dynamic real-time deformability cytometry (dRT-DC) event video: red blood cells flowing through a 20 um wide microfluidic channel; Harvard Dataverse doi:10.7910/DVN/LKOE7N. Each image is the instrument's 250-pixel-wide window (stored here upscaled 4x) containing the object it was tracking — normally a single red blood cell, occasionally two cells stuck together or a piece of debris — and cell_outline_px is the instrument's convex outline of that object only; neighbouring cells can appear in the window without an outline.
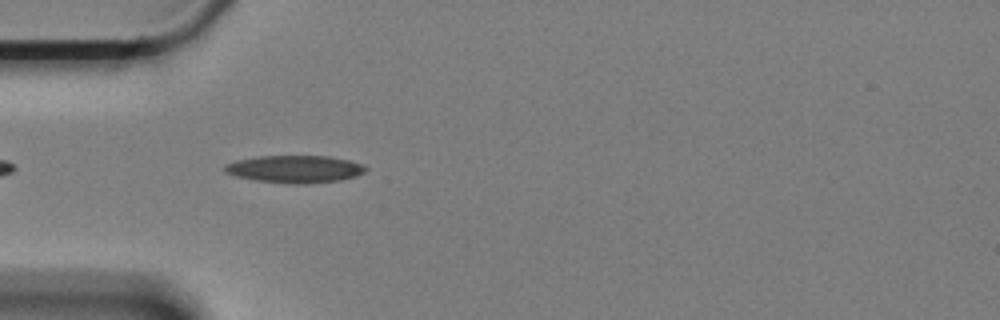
{"species": "Egyptian fruit bat (a non-hibernating species)", "species_latin": "Rousettus aegyptiacus", "temperature_condition": "cold", "stored_images_in_passage": 22, "camera_frame_rate_fps": 3000, "um_per_image_px": 0.085, "animal": {"sex": "female"}, "frame": {"image": 1, "passage_image": 4, "time_ms": 1.0, "image_size_px": [1000, 320], "cell_outline_px": [[368, 168], [364, 172], [356, 176], [340, 180], [296, 184], [288, 184], [256, 180], [236, 176], [224, 172], [224, 164], [236, 160], [256, 156], [328, 156], [348, 160], [364, 164]], "centroid_in_image_um": [25.04, 14.36], "position_along_channel_um": 60.0, "area_um2": 22.54}}
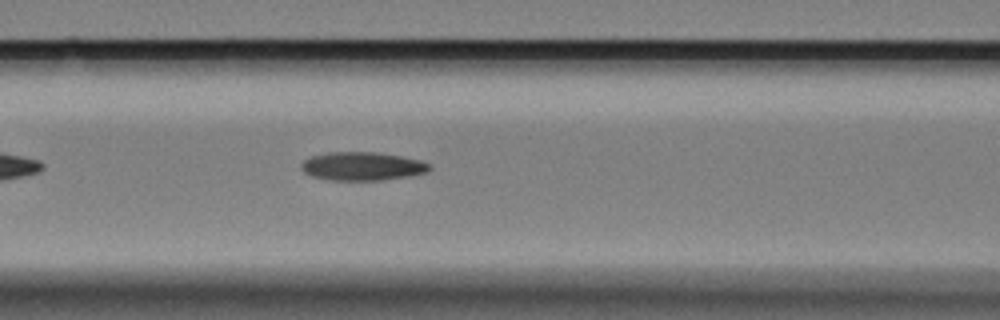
{"frame": {"image": 2, "passage_image": 11, "time_ms": 3.333, "image_size_px": [1000, 320], "cell_outline_px": [[432, 168], [428, 172], [408, 176], [380, 180], [328, 180], [312, 176], [304, 172], [300, 168], [300, 164], [304, 160], [312, 156], [328, 152], [380, 152], [420, 160], [432, 164]], "centroid_in_image_um": [30.8, 14.12], "position_along_channel_um": 135.8, "area_um2": 21.39}}
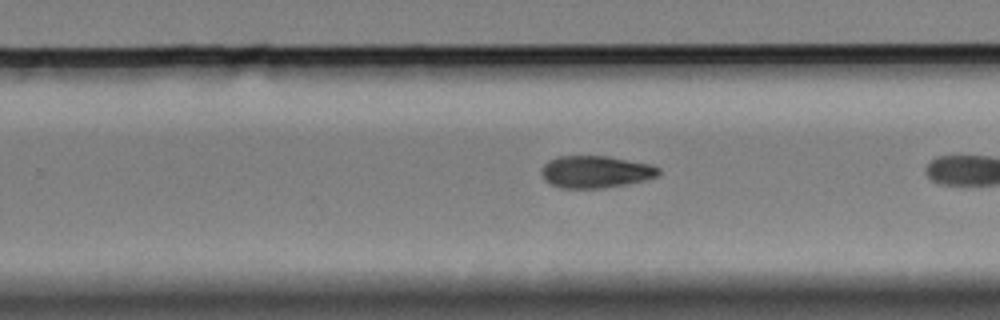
{"frame": {"image": 3, "passage_image": 21, "time_ms": 6.667, "image_size_px": [1000, 320], "cell_outline_px": [[660, 172], [656, 176], [644, 180], [624, 184], [600, 188], [560, 188], [548, 184], [544, 180], [540, 172], [540, 168], [548, 160], [556, 156], [608, 156], [652, 164], [660, 168]], "centroid_in_image_um": [50.56, 14.59], "position_along_channel_um": 279.2, "area_um2": 22.14}}